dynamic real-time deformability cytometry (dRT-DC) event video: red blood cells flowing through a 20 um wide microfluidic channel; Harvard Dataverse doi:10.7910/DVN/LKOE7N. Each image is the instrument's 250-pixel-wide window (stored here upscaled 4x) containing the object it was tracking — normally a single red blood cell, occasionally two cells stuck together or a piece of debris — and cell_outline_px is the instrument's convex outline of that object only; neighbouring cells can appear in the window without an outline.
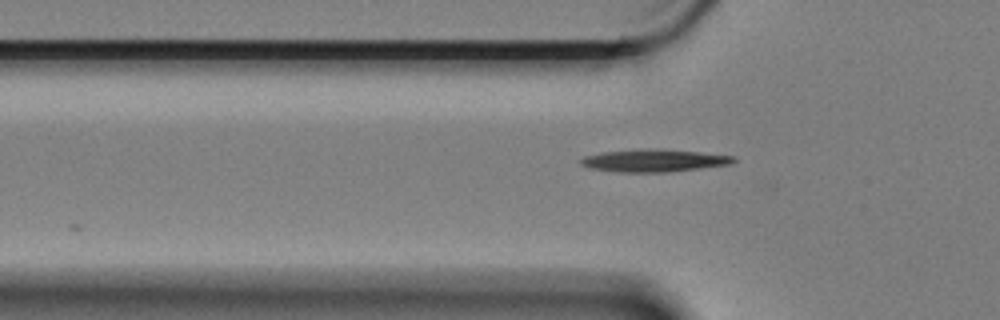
{"species": "Egyptian fruit bat (a non-hibernating species)", "species_latin": "Rousettus aegyptiacus", "temperature_condition": "cold", "stored_images_in_passage": 8, "camera_frame_rate_fps": 3000, "um_per_image_px": 0.085, "animal": {"sex": "female"}, "frame": {"image": 1, "passage_image": 2, "time_ms": 0.333, "image_size_px": [1000, 320], "cell_outline_px": [[736, 160], [732, 164], [700, 168], [664, 172], [620, 172], [588, 168], [580, 164], [580, 160], [584, 156], [600, 152], [640, 148], [660, 148], [700, 152], [736, 156]], "centroid_in_image_um": [55.57, 13.63], "position_along_channel_um": 70.2, "area_um2": 20.35}}
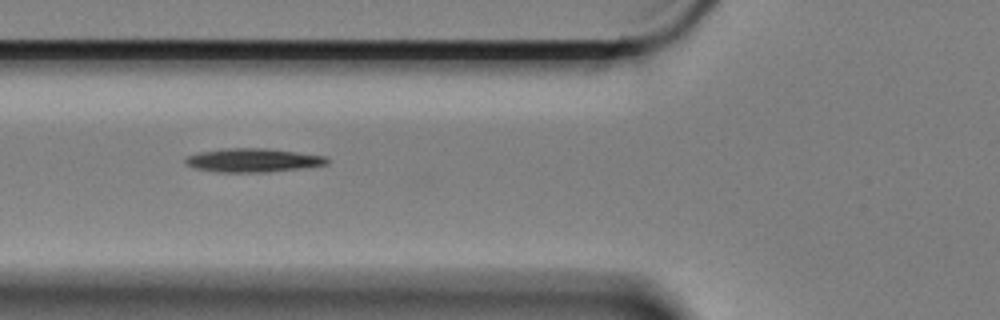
{"frame": {"image": 2, "passage_image": 5, "time_ms": 1.333, "image_size_px": [1000, 320], "cell_outline_px": [[328, 164], [300, 168], [268, 172], [216, 172], [196, 168], [184, 164], [184, 160], [188, 156], [200, 152], [224, 148], [268, 148], [324, 156], [328, 160]], "centroid_in_image_um": [21.46, 13.62], "position_along_channel_um": 104.3, "area_um2": 19.42}}
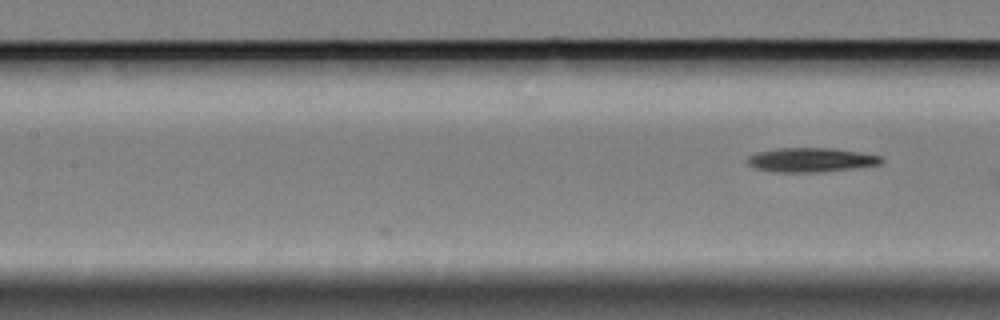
{"frame": {"image": 3, "passage_image": 8, "time_ms": 2.333, "image_size_px": [1000, 320], "cell_outline_px": [[884, 160], [880, 164], [852, 168], [812, 172], [776, 172], [756, 168], [748, 164], [748, 156], [756, 152], [776, 148], [836, 148], [884, 156]], "centroid_in_image_um": [68.95, 13.57], "position_along_channel_um": 138.5, "area_um2": 18.84}}